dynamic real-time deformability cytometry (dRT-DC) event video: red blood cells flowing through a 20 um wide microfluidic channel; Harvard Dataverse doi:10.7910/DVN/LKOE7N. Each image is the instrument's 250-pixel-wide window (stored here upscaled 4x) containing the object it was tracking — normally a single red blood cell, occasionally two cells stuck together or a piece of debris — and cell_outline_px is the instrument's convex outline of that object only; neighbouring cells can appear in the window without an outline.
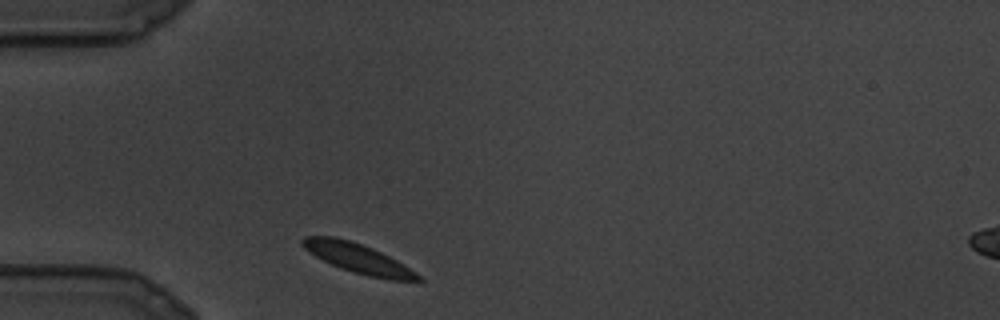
{"species": "common noctule bat (a hibernating species)", "species_latin": "Nyctalus noctula", "temperature_condition": "cold", "stored_images_in_passage": 9, "camera_frame_rate_fps": 3000, "um_per_image_px": 0.085, "animal": {"sex": "male", "body_mass_g": 19.5, "forearm_length_mm": 54.6}, "frame": {"image": 1, "passage_image": 1, "time_ms": 0.0, "image_size_px": [1000, 320], "cell_outline_px": [[424, 280], [388, 280], [368, 276], [332, 264], [316, 256], [304, 248], [300, 244], [300, 240], [304, 236], [336, 236], [372, 248], [404, 264], [416, 272]], "centroid_in_image_um": [30.42, 21.94], "position_along_channel_um": 54.6, "area_um2": 19.48}}
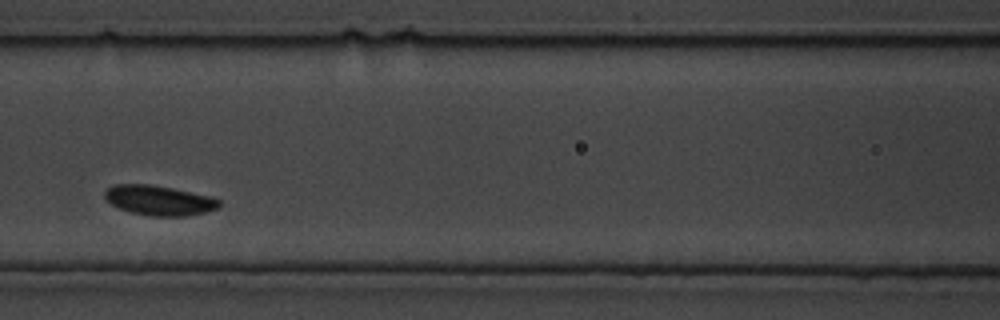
{"frame": {"image": 2, "passage_image": 6, "time_ms": 1.667, "image_size_px": [1000, 320], "cell_outline_px": [[220, 208], [208, 212], [184, 216], [152, 216], [132, 212], [120, 208], [104, 200], [104, 192], [108, 188], [116, 184], [148, 184], [172, 188], [212, 196], [220, 200]], "centroid_in_image_um": [13.56, 17.03], "position_along_channel_um": 153.0, "area_um2": 20.0}}
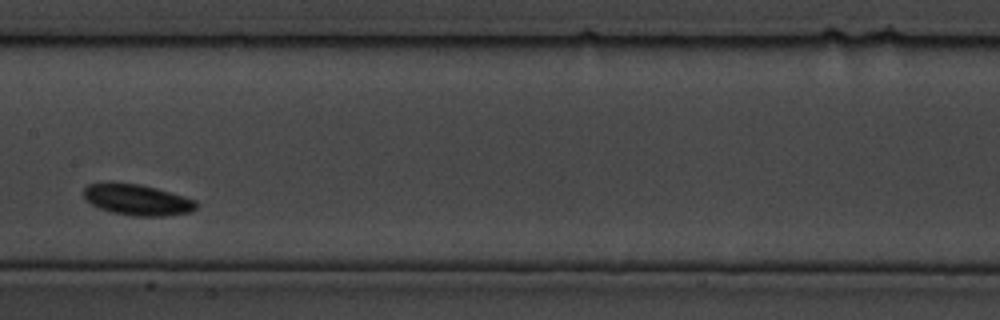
{"frame": {"image": 3, "passage_image": 8, "time_ms": 2.333, "image_size_px": [1000, 320], "cell_outline_px": [[200, 204], [192, 212], [164, 216], [136, 216], [112, 212], [100, 208], [92, 204], [84, 196], [84, 188], [88, 184], [108, 180], [112, 180], [140, 184], [156, 188], [184, 196], [196, 200]], "centroid_in_image_um": [11.67, 16.95], "position_along_channel_um": 195.7, "area_um2": 20.75}}